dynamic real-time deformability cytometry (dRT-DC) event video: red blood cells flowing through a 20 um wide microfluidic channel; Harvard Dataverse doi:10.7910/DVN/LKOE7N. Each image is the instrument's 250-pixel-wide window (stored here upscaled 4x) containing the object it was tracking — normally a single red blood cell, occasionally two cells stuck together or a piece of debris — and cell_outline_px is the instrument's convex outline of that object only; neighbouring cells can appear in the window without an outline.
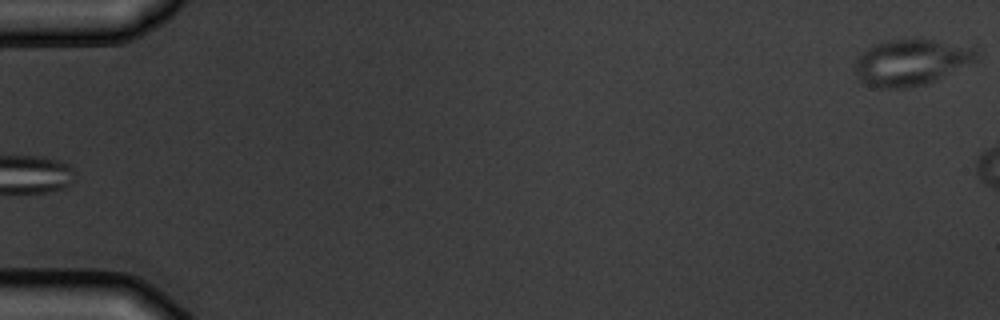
{"species": "common noctule bat (a hibernating species)", "species_latin": "Nyctalus noctula", "temperature_condition": "warm", "stored_images_in_passage": 5, "camera_frame_rate_fps": 3000, "um_per_image_px": 0.085, "animal": {"sex": "male", "body_mass_g": 19.5, "forearm_length_mm": 54.6}, "frame": {"image": 1, "passage_image": 5, "time_ms": 4.667, "image_size_px": [1000, 320], "cell_outline_px": [[980, 48], [976, 60], [936, 80], [924, 84], [908, 88], [880, 88], [856, 80], [852, 72], [852, 68], [860, 52], [872, 44], [888, 40], [920, 36], [976, 44]], "centroid_in_image_um": [77.48, 5.21], "position_along_channel_um": 7.5, "area_um2": 34.62}}